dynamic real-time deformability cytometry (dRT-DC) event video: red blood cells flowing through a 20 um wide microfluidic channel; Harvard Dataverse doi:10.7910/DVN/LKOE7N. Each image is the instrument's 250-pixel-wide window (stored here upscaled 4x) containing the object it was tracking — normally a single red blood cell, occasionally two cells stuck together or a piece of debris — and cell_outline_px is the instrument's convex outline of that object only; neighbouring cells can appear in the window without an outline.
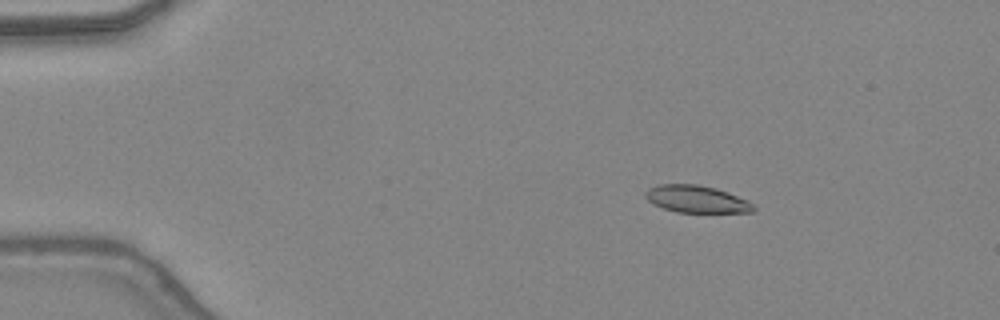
{"species": "common noctule bat (a hibernating species)", "species_latin": "Nyctalus noctula", "temperature_condition": "warm", "stored_images_in_passage": 8, "camera_frame_rate_fps": 3000, "um_per_image_px": 0.085, "animal": {"sex": "female", "body_mass_g": 24.6, "forearm_length_mm": 56.2}, "frame": {"image": 1, "passage_image": 1, "time_ms": 0.0, "image_size_px": [1000, 320], "cell_outline_px": [[756, 208], [752, 212], [676, 212], [652, 204], [644, 196], [644, 192], [648, 188], [656, 184], [696, 184], [716, 188], [728, 192], [748, 200], [756, 204]], "centroid_in_image_um": [59.2, 16.92], "position_along_channel_um": 25.8, "area_um2": 17.34}}